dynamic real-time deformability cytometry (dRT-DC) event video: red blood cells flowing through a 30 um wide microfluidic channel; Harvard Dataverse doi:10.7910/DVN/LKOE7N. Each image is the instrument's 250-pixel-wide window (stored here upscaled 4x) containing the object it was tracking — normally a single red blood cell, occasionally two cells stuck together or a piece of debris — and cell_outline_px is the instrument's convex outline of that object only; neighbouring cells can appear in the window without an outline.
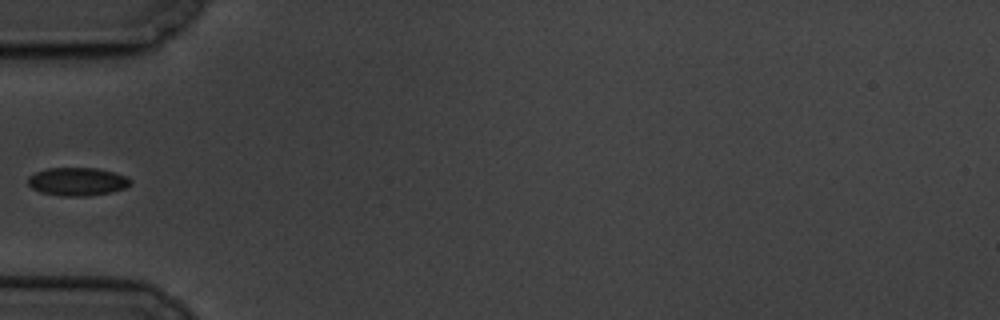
{"species": "common noctule bat (a hibernating species)", "species_latin": "Nyctalus noctula", "temperature_condition": "cold", "stored_images_in_passage": 4, "camera_frame_rate_fps": 3000, "um_per_image_px": 0.085, "animal": {"sex": "male", "body_mass_g": 19.5, "forearm_length_mm": 54.6}, "frame": {"image": 1, "passage_image": 1, "time_ms": 0.0, "image_size_px": [1000, 320], "cell_outline_px": [[132, 184], [124, 188], [112, 192], [88, 196], [60, 196], [40, 192], [32, 188], [28, 184], [28, 176], [36, 172], [48, 168], [96, 168], [116, 172], [128, 176], [132, 180]], "centroid_in_image_um": [6.61, 15.43], "position_along_channel_um": 78.4, "area_um2": 17.05}}
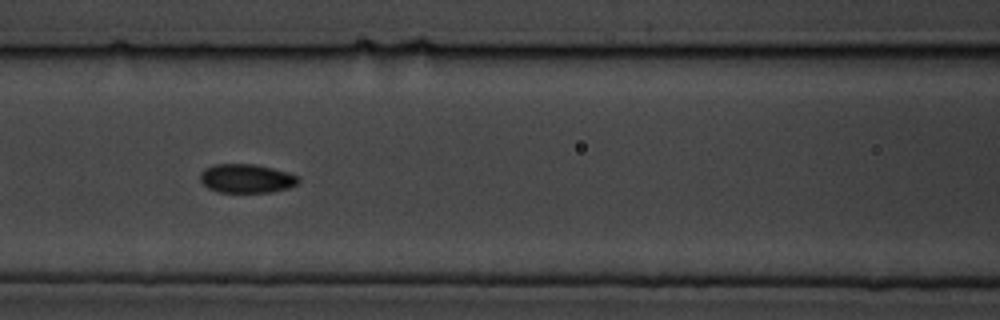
{"frame": {"image": 2, "passage_image": 3, "time_ms": 2.0, "image_size_px": [1000, 320], "cell_outline_px": [[300, 180], [296, 184], [288, 188], [272, 192], [216, 192], [208, 188], [200, 180], [200, 172], [204, 168], [212, 164], [256, 164], [288, 172], [296, 176]], "centroid_in_image_um": [20.91, 15.16], "position_along_channel_um": 145.7, "area_um2": 16.59}}
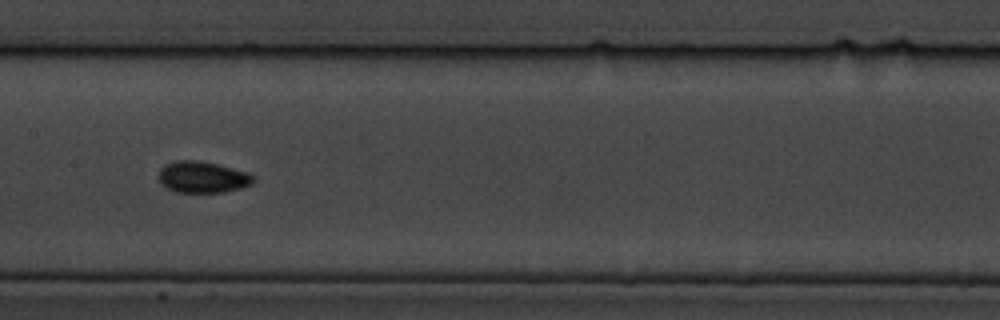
{"frame": {"image": 3, "passage_image": 4, "time_ms": 3.333, "image_size_px": [1000, 320], "cell_outline_px": [[256, 180], [252, 184], [240, 188], [224, 192], [176, 192], [160, 184], [160, 168], [164, 164], [176, 160], [200, 160], [248, 172]], "centroid_in_image_um": [17.21, 15.05], "position_along_channel_um": 190.2, "area_um2": 17.34}}